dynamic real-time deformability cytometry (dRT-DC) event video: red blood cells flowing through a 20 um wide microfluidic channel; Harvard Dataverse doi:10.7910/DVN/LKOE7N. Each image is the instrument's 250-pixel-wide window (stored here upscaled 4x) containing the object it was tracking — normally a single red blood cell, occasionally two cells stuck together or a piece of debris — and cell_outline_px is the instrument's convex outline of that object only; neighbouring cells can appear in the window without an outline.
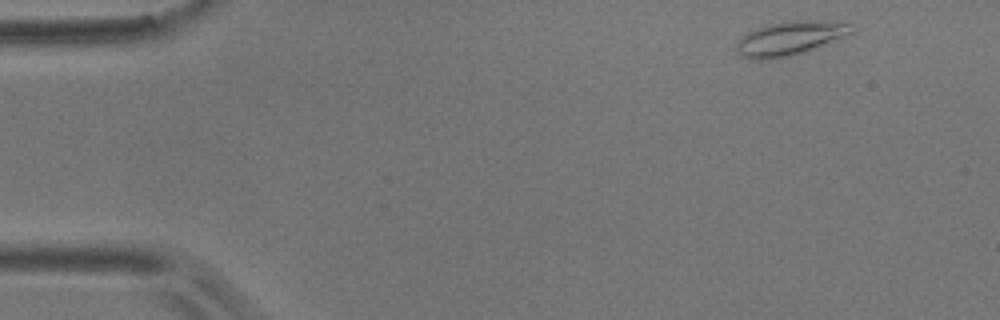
{"species": "common noctule bat (a hibernating species)", "species_latin": "Nyctalus noctula", "temperature_condition": "room temperature", "stored_images_in_passage": 5, "camera_frame_rate_fps": 3000, "um_per_image_px": 0.085, "animal": {"sex": "male", "body_mass_g": 17.9}, "frame": {"image": 1, "passage_image": 1, "time_ms": 0.0, "image_size_px": [1000, 320], "cell_outline_px": [[856, 32], [804, 52], [792, 56], [776, 60], [752, 60], [744, 56], [736, 48], [736, 44], [748, 32], [756, 28], [768, 24], [792, 20], [804, 20], [856, 24]], "centroid_in_image_um": [67.19, 3.27], "position_along_channel_um": 17.8, "area_um2": 22.83}}